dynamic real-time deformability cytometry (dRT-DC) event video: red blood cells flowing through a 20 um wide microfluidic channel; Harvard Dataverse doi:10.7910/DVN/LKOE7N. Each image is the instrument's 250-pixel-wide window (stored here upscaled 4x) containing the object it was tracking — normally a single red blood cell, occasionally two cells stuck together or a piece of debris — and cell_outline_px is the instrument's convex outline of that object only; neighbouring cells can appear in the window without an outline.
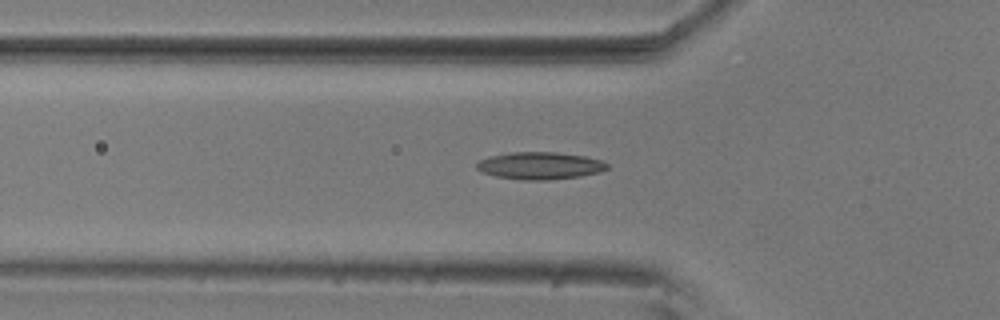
{"species": "common noctule bat (a hibernating species)", "species_latin": "Nyctalus noctula", "temperature_condition": "room temperature", "stored_images_in_passage": 47, "camera_frame_rate_fps": 3000, "um_per_image_px": 0.085, "animal": {"sex": "male", "body_mass_g": 20.5, "forearm_length_mm": 52.5}, "frame": {"image": 1, "passage_image": 15, "time_ms": 4.667, "image_size_px": [1000, 320], "cell_outline_px": [[608, 168], [600, 172], [580, 176], [548, 180], [524, 180], [496, 176], [484, 172], [476, 168], [476, 164], [480, 160], [488, 156], [512, 152], [556, 152], [584, 156], [600, 160], [608, 164]], "centroid_in_image_um": [45.89, 14.08], "position_along_channel_um": 79.9, "area_um2": 20.63}}
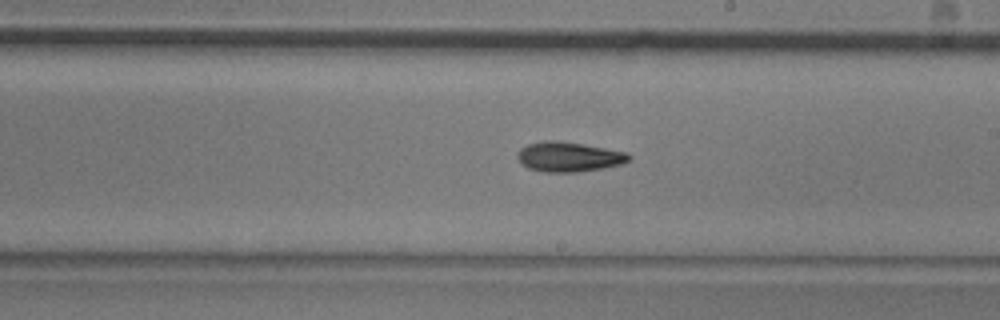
{"frame": {"image": 2, "passage_image": 28, "time_ms": 9.0, "image_size_px": [1000, 320], "cell_outline_px": [[632, 156], [624, 164], [604, 168], [576, 172], [544, 172], [528, 168], [520, 164], [516, 156], [516, 152], [520, 148], [528, 144], [544, 140], [552, 140], [580, 144], [628, 152]], "centroid_in_image_um": [48.32, 13.34], "position_along_channel_um": 240.7, "area_um2": 19.48}}
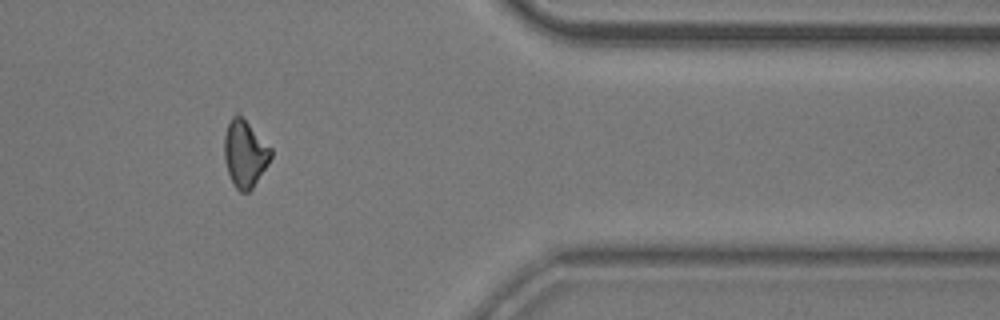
{"frame": {"image": 3, "passage_image": 42, "time_ms": 13.667, "image_size_px": [1000, 320], "cell_outline_px": [[272, 156], [268, 164], [252, 188], [248, 192], [240, 192], [236, 188], [228, 172], [224, 160], [224, 136], [228, 124], [232, 116], [236, 112], [272, 148]], "centroid_in_image_um": [20.81, 13.07], "position_along_channel_um": 390.6, "area_um2": 17.92}, "authors_computed_cell_mechanics": {"area_um2": 18.6694, "velocity_mm_per_s": 3.6907, "shape_relaxation_time_tau1_ms": null, "shape_relaxation_time_tau2_ms": 6.9564, "deformation_change_tau1": null, "deformation_change_tau2": 0.1436}}